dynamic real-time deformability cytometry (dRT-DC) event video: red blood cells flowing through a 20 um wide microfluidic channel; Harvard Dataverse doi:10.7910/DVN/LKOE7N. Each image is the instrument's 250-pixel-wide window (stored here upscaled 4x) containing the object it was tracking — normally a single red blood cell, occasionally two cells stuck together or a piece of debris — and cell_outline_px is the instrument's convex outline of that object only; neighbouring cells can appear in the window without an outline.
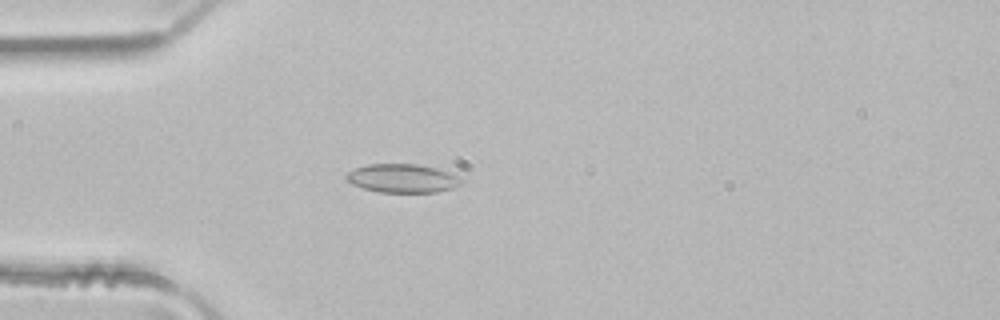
{"species": "common noctule bat (a hibernating species)", "species_latin": "Nyctalus noctula", "temperature_condition": "room temperature", "stored_images_in_passage": 3, "camera_frame_rate_fps": 3000, "um_per_image_px": 0.085, "animal": {"sex": "male", "body_mass_g": 21.5, "forearm_length_mm": 52.0}, "frame": {"image": 1, "passage_image": 3, "time_ms": 0.667, "image_size_px": [1000, 320], "cell_outline_px": [[464, 180], [460, 184], [452, 188], [436, 192], [380, 192], [364, 188], [352, 184], [344, 176], [348, 172], [356, 168], [368, 164], [416, 164], [436, 168], [460, 176]], "centroid_in_image_um": [34.23, 15.15], "position_along_channel_um": 50.8, "area_um2": 19.07}}